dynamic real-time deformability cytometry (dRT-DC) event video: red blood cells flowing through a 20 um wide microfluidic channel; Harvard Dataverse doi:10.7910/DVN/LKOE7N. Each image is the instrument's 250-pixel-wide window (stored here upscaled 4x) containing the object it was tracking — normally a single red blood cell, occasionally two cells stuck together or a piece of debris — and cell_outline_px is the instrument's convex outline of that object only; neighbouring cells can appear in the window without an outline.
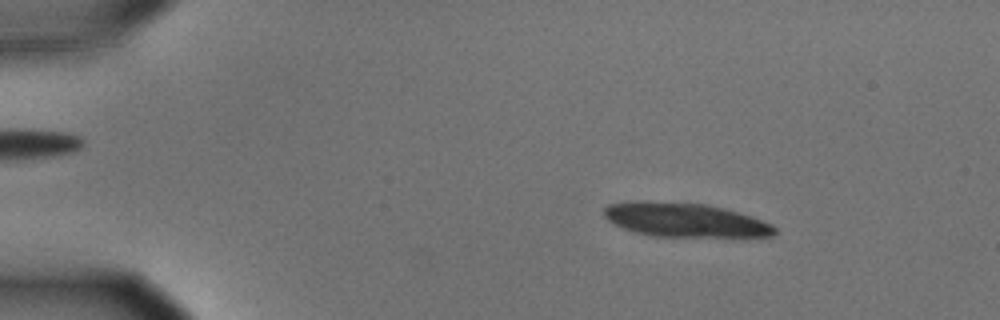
{"species": "common noctule bat (a hibernating species)", "species_latin": "Nyctalus noctula", "temperature_condition": "cold", "stored_images_in_passage": 21, "camera_frame_rate_fps": 3000, "um_per_image_px": 0.085, "animal": {"sex": "male", "body_mass_g": 15.6}, "frame": {"image": 1, "passage_image": 8, "time_ms": 2.333, "image_size_px": [1000, 320], "cell_outline_px": [[776, 232], [772, 236], [740, 240], [648, 236], [624, 228], [608, 220], [604, 216], [604, 208], [608, 204], [632, 200], [644, 200], [704, 204], [724, 208], [752, 216], [772, 224], [776, 228]], "centroid_in_image_um": [58.33, 18.75], "position_along_channel_um": 26.7, "area_um2": 35.55}}